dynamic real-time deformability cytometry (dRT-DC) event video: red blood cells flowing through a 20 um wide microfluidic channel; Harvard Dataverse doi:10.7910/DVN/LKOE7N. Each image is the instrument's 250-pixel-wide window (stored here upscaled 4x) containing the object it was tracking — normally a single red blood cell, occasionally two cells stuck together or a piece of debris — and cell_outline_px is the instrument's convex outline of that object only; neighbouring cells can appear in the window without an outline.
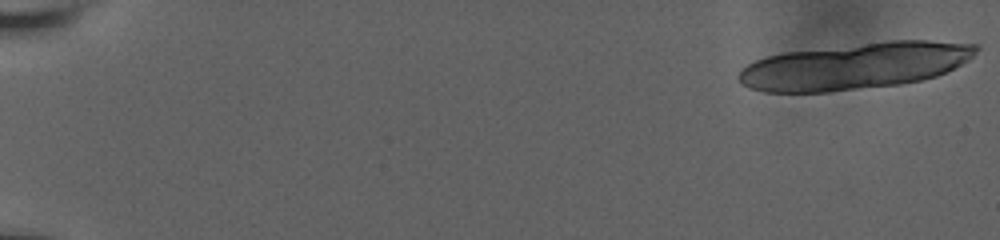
{"species": "human", "species_latin": "Homo sapiens", "temperature_condition": "room temperature", "stored_images_in_passage": 25, "camera_frame_rate_fps": 3000, "um_per_image_px": 0.085, "donor": {"sex": "male"}, "frame": {"image": 1, "passage_image": 1, "time_ms": 0.0, "image_size_px": [1000, 240], "cell_outline_px": [[980, 48], [968, 60], [936, 76], [920, 80], [900, 84], [828, 92], [764, 92], [748, 88], [740, 84], [736, 76], [740, 68], [756, 60], [768, 56], [784, 52], [888, 40], [928, 40], [976, 44]], "centroid_in_image_um": [72.6, 5.61], "position_along_channel_um": 12.4, "area_um2": 64.5}}
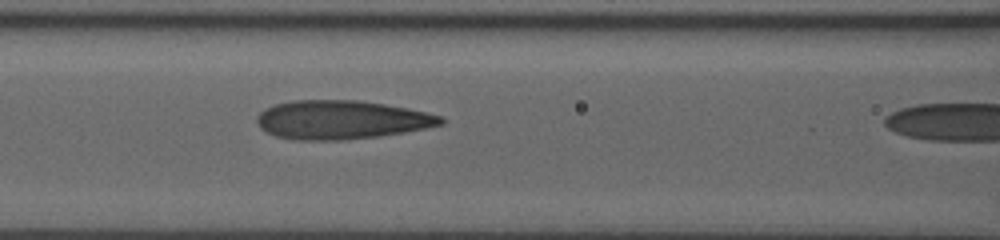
{"frame": {"image": 2, "passage_image": 24, "time_ms": 7.667, "image_size_px": [1000, 240], "cell_outline_px": [[444, 124], [404, 132], [348, 140], [296, 140], [276, 136], [260, 128], [256, 120], [256, 116], [260, 112], [276, 104], [292, 100], [356, 100], [384, 104], [408, 108], [440, 116], [444, 120]], "centroid_in_image_um": [28.99, 10.18], "position_along_channel_um": 137.6, "area_um2": 41.27}}